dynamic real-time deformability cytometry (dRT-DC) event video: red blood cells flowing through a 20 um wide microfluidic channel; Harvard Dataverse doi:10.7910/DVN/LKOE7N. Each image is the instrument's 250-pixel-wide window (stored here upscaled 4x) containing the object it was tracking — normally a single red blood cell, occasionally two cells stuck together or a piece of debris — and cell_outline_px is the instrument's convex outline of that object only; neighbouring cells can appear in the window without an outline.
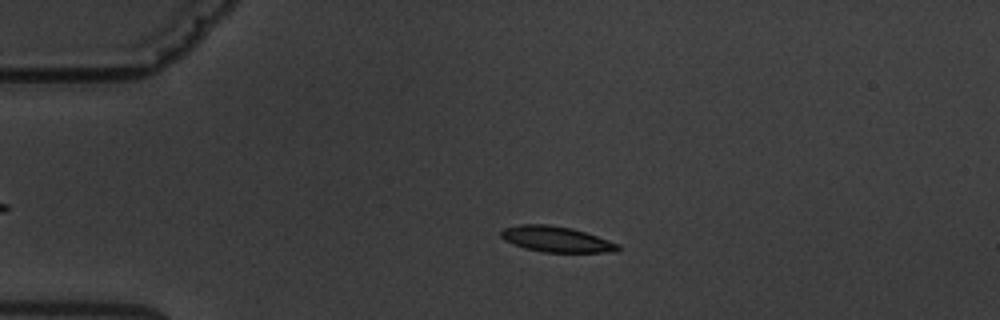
{"species": "common noctule bat (a hibernating species)", "species_latin": "Nyctalus noctula", "temperature_condition": "warm", "stored_images_in_passage": 4, "camera_frame_rate_fps": 3000, "um_per_image_px": 0.085, "animal": {"sex": "male", "body_mass_g": 19.5, "forearm_length_mm": 54.6}, "frame": {"image": 1, "passage_image": 3, "time_ms": 2.333, "image_size_px": [1000, 320], "cell_outline_px": [[620, 248], [616, 252], [544, 252], [524, 248], [504, 240], [500, 236], [500, 232], [504, 228], [520, 224], [548, 224], [572, 228], [620, 244]], "centroid_in_image_um": [47.27, 20.33], "position_along_channel_um": 37.7, "area_um2": 17.46}}